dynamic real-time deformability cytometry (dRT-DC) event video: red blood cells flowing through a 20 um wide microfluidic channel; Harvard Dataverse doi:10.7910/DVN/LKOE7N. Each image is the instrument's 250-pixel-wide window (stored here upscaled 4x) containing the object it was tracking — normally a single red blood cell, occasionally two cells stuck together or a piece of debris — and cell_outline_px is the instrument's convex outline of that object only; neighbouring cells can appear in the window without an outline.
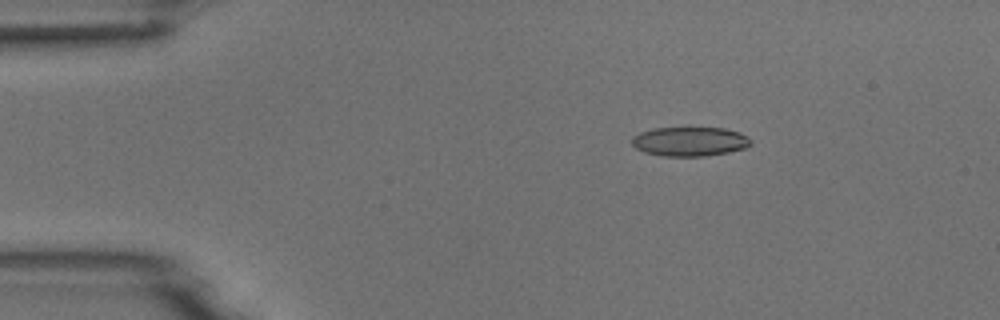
{"species": "common noctule bat (a hibernating species)", "species_latin": "Nyctalus noctula", "temperature_condition": "room temperature", "stored_images_in_passage": 3, "camera_frame_rate_fps": 3000, "um_per_image_px": 0.085, "animal": {"sex": "male", "body_mass_g": 18.8}, "frame": {"image": 1, "passage_image": 1, "time_ms": 0.0, "image_size_px": [1000, 320], "cell_outline_px": [[752, 144], [744, 148], [728, 152], [704, 156], [664, 156], [644, 152], [636, 148], [632, 144], [632, 136], [640, 132], [652, 128], [688, 124], [724, 128], [740, 132], [748, 136], [752, 140]], "centroid_in_image_um": [58.63, 11.96], "position_along_channel_um": 26.4, "area_um2": 21.39}}
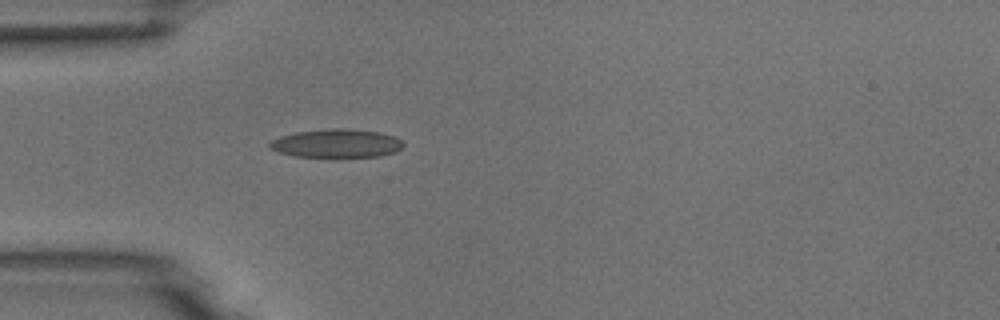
{"frame": {"image": 2, "passage_image": 3, "time_ms": 2.333, "image_size_px": [1000, 320], "cell_outline_px": [[404, 144], [396, 152], [380, 156], [336, 160], [332, 160], [296, 156], [280, 152], [268, 148], [268, 144], [272, 140], [280, 136], [296, 132], [332, 128], [344, 128], [380, 132], [396, 136]], "centroid_in_image_um": [28.61, 12.24], "position_along_channel_um": 56.4, "area_um2": 23.24}}